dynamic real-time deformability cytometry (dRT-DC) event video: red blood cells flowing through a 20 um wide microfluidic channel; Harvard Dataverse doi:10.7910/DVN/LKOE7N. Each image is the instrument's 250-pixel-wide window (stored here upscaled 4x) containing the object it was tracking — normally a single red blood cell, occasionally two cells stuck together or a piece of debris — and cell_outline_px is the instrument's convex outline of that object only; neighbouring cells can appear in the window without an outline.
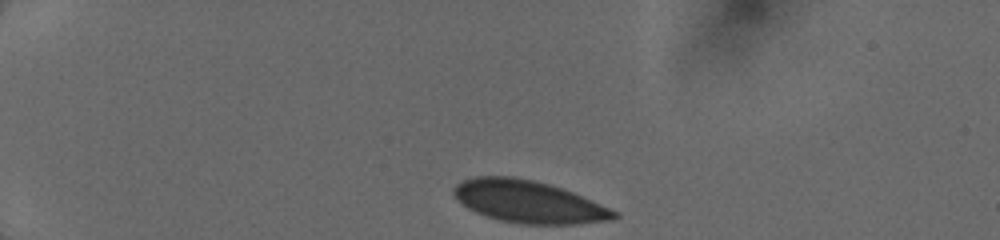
{"species": "human", "species_latin": "Homo sapiens", "temperature_condition": "cold", "stored_images_in_passage": 6, "camera_frame_rate_fps": 3000, "um_per_image_px": 0.085, "donor": {"sex": "female"}, "frame": {"image": 1, "passage_image": 1, "time_ms": 0.0, "image_size_px": [1000, 240], "cell_outline_px": [[620, 216], [612, 220], [576, 224], [520, 224], [500, 220], [484, 216], [468, 208], [452, 192], [452, 188], [456, 184], [464, 180], [476, 176], [512, 176], [532, 180], [548, 184], [572, 192], [608, 208], [616, 212]], "centroid_in_image_um": [44.9, 17.15], "position_along_channel_um": 40.1, "area_um2": 39.07}}
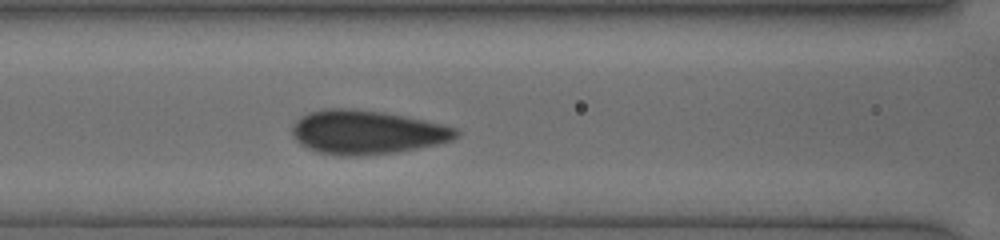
{"frame": {"image": 2, "passage_image": 6, "time_ms": 4.0, "image_size_px": [1000, 240], "cell_outline_px": [[460, 132], [452, 140], [436, 144], [396, 152], [360, 156], [344, 156], [316, 152], [300, 144], [292, 136], [292, 124], [300, 116], [308, 112], [324, 108], [352, 108], [384, 112], [444, 124], [456, 128]], "centroid_in_image_um": [31.13, 11.23], "position_along_channel_um": 135.5, "area_um2": 42.14}}